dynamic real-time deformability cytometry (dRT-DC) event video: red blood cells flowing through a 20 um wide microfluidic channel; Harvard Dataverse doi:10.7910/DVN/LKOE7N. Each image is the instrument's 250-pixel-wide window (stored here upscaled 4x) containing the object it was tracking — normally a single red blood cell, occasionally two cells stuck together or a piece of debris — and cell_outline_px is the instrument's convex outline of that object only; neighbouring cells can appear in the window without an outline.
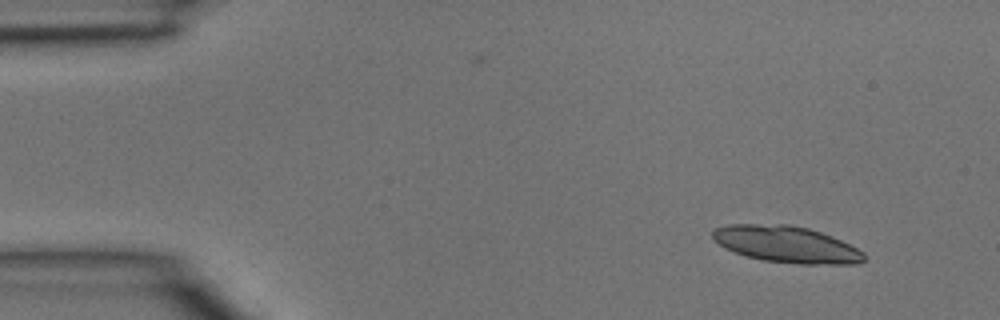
{"species": "common noctule bat (a hibernating species)", "species_latin": "Nyctalus noctula", "temperature_condition": "room temperature", "stored_images_in_passage": 3, "camera_frame_rate_fps": 3000, "um_per_image_px": 0.085, "animal": {"sex": "male", "body_mass_g": 15.6}, "frame": {"image": 1, "passage_image": 1, "time_ms": 0.0, "image_size_px": [1000, 320], "cell_outline_px": [[864, 260], [856, 264], [800, 264], [764, 260], [748, 256], [724, 248], [712, 236], [712, 232], [716, 228], [728, 224], [792, 224], [808, 228], [832, 236], [864, 252]], "centroid_in_image_um": [66.86, 20.76], "position_along_channel_um": 18.1, "area_um2": 32.02}}